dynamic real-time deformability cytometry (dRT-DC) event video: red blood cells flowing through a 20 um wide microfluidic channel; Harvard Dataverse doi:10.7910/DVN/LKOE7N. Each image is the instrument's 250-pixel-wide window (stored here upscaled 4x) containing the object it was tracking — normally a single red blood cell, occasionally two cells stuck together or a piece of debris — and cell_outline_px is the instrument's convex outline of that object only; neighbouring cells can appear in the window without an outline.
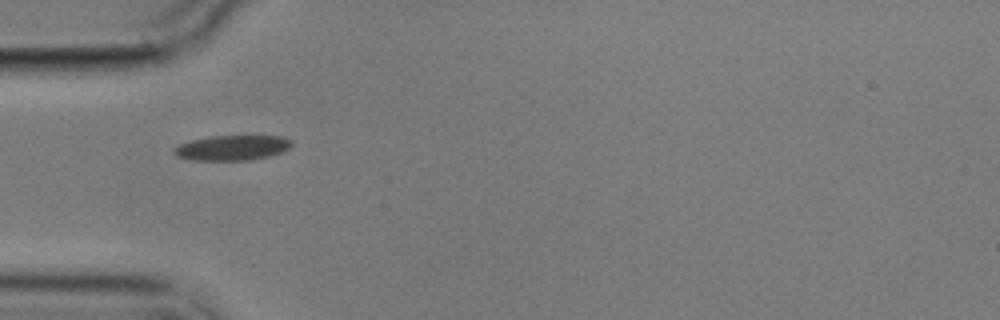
{"species": "common noctule bat (a hibernating species)", "species_latin": "Nyctalus noctula", "temperature_condition": "cold", "stored_images_in_passage": 4, "camera_frame_rate_fps": 3000, "um_per_image_px": 0.085, "animal": {"sex": "male", "body_mass_g": 17.9}, "frame": {"image": 1, "passage_image": 1, "time_ms": 0.0, "image_size_px": [1000, 320], "cell_outline_px": [[292, 144], [288, 148], [280, 152], [268, 156], [252, 160], [192, 160], [176, 156], [172, 152], [172, 148], [180, 144], [192, 140], [208, 136], [280, 136], [292, 140]], "centroid_in_image_um": [19.69, 12.56], "position_along_channel_um": 65.3, "area_um2": 17.17}}
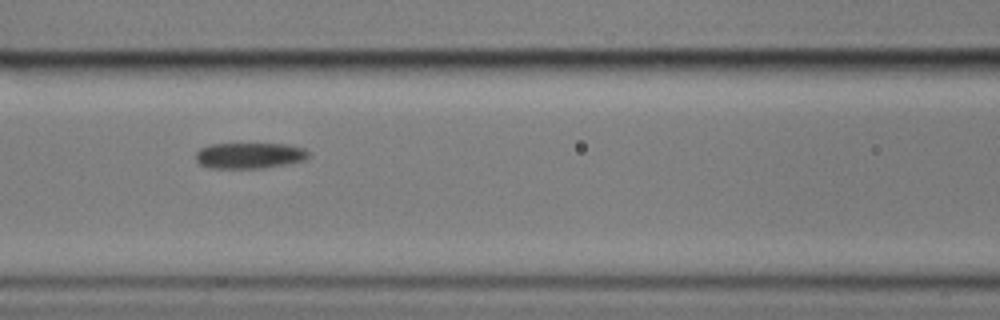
{"frame": {"image": 2, "passage_image": 3, "time_ms": 2.333, "image_size_px": [1000, 320], "cell_outline_px": [[308, 156], [304, 160], [264, 168], [208, 168], [200, 164], [196, 160], [196, 152], [200, 148], [212, 144], [288, 144], [304, 148], [308, 152]], "centroid_in_image_um": [21.18, 13.22], "position_along_channel_um": 145.4, "area_um2": 16.94}}
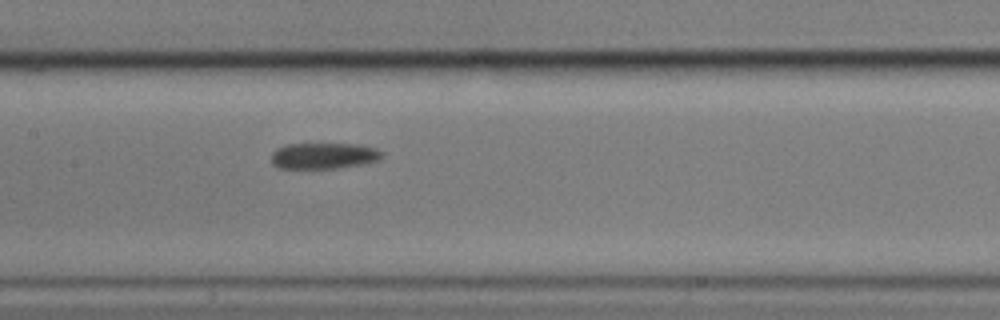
{"frame": {"image": 3, "passage_image": 4, "time_ms": 3.333, "image_size_px": [1000, 320], "cell_outline_px": [[384, 156], [376, 160], [364, 164], [340, 168], [280, 168], [272, 164], [272, 152], [276, 148], [288, 144], [356, 144], [376, 148], [384, 152]], "centroid_in_image_um": [27.54, 13.24], "position_along_channel_um": 179.9, "area_um2": 16.88}}